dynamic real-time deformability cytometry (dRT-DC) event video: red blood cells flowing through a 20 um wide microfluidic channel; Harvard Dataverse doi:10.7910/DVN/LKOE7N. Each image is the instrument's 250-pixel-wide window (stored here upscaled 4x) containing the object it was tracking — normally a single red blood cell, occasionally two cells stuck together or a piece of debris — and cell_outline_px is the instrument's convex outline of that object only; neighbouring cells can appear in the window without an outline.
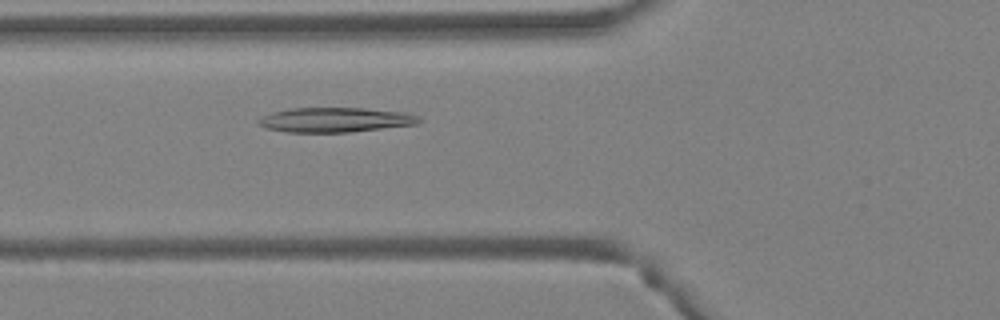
{"species": "Egyptian fruit bat (a non-hibernating species)", "species_latin": "Rousettus aegyptiacus", "temperature_condition": "warm", "stored_images_in_passage": 38, "camera_frame_rate_fps": 3000, "um_per_image_px": 0.085, "animal": {"sex": "female"}, "frame": {"image": 1, "passage_image": 8, "time_ms": 2.333, "image_size_px": [1000, 320], "cell_outline_px": [[420, 120], [416, 124], [348, 132], [284, 132], [264, 128], [256, 124], [256, 120], [272, 112], [292, 108], [364, 108], [408, 112], [420, 116]], "centroid_in_image_um": [28.46, 10.18], "position_along_channel_um": 97.3, "area_um2": 23.18}}
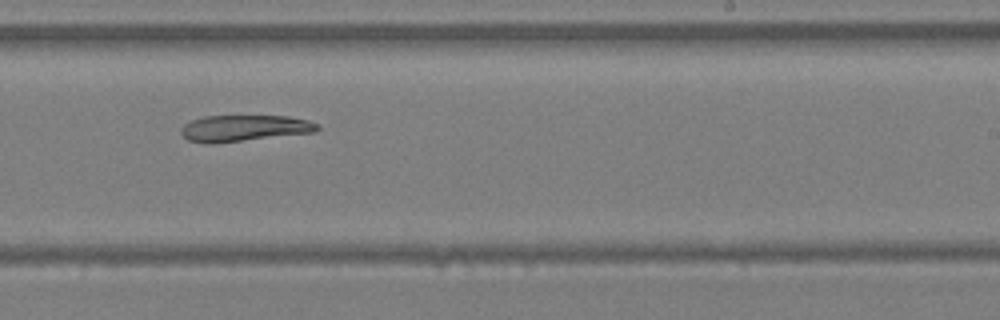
{"frame": {"image": 2, "passage_image": 20, "time_ms": 6.333, "image_size_px": [1000, 320], "cell_outline_px": [[320, 128], [316, 132], [212, 144], [208, 144], [188, 140], [180, 132], [180, 128], [184, 124], [192, 120], [204, 116], [288, 116], [308, 120], [320, 124]], "centroid_in_image_um": [20.77, 10.9], "position_along_channel_um": 268.2, "area_um2": 21.04}}
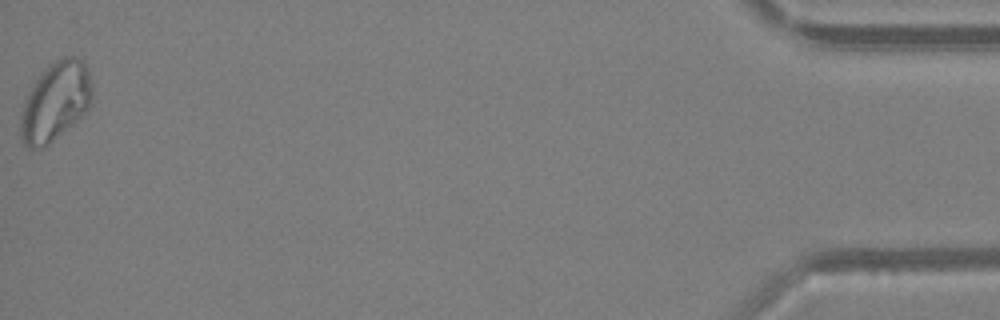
{"frame": {"image": 3, "passage_image": 38, "time_ms": 12.333, "image_size_px": [1000, 320], "cell_outline_px": [[92, 100], [88, 108], [72, 124], [44, 148], [28, 148], [24, 144], [20, 136], [20, 116], [24, 100], [28, 92], [36, 80], [48, 64], [64, 56], [76, 56], [84, 60], [88, 68], [92, 84]], "centroid_in_image_um": [4.71, 8.61], "position_along_channel_um": 430.5, "area_um2": 33.0}}